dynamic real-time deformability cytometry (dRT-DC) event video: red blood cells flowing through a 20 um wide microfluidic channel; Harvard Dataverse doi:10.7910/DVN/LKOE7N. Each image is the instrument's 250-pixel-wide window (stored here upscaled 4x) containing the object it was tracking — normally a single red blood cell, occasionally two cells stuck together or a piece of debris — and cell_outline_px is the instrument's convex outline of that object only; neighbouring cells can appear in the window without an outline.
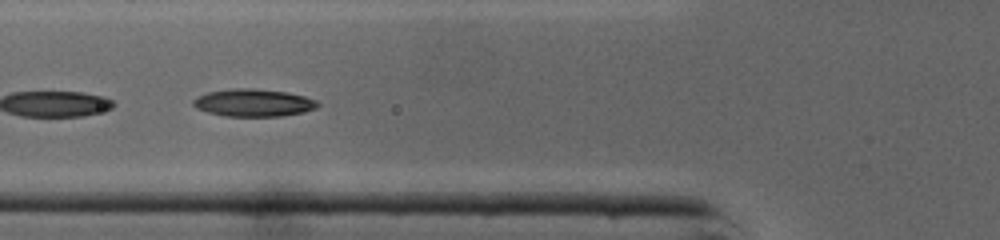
{"species": "common noctule bat (a hibernating species)", "species_latin": "Nyctalus noctula", "temperature_condition": "cold", "stored_images_in_passage": 13, "camera_frame_rate_fps": 3000, "um_per_image_px": 0.085, "animal": {"sex": "male", "body_mass_g": 19.0, "forearm_length_mm": 50.8}, "frame": {"image": 1, "passage_image": 11, "time_ms": 3.333, "image_size_px": [1000, 240], "cell_outline_px": [[320, 104], [316, 108], [304, 112], [284, 116], [224, 116], [208, 112], [196, 108], [192, 104], [192, 100], [208, 92], [236, 88], [252, 88], [288, 92], [304, 96], [316, 100]], "centroid_in_image_um": [21.57, 8.74], "position_along_channel_um": 104.2, "area_um2": 19.94}}